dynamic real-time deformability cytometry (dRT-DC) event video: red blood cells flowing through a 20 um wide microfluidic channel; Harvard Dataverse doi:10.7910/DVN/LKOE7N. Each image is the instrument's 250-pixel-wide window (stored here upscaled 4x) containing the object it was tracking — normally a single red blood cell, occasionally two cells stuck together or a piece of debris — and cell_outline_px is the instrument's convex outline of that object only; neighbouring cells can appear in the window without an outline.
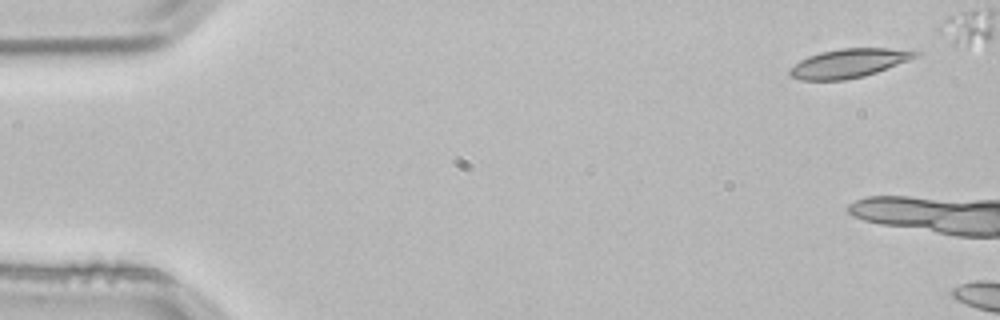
{"species": "common noctule bat (a hibernating species)", "species_latin": "Nyctalus noctula", "temperature_condition": "room temperature", "stored_images_in_passage": 4, "camera_frame_rate_fps": 3000, "um_per_image_px": 0.085, "animal": {"sex": "male", "body_mass_g": 21.5, "forearm_length_mm": 52.0}, "frame": {"image": 1, "passage_image": 4, "time_ms": 1.0, "image_size_px": [1000, 320], "cell_outline_px": [[920, 56], [876, 72], [864, 76], [844, 80], [800, 80], [792, 76], [788, 72], [800, 60], [808, 56], [820, 52], [840, 48], [888, 48], [920, 52]], "centroid_in_image_um": [72.16, 5.37], "position_along_channel_um": 12.8, "area_um2": 20.92}}